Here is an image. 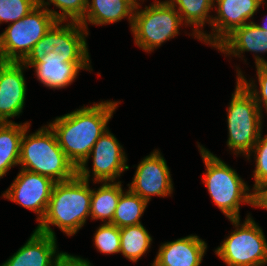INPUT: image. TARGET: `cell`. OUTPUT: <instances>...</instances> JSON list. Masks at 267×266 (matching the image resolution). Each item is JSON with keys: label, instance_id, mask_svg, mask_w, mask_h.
<instances>
[{"label": "cell", "instance_id": "obj_9", "mask_svg": "<svg viewBox=\"0 0 267 266\" xmlns=\"http://www.w3.org/2000/svg\"><path fill=\"white\" fill-rule=\"evenodd\" d=\"M93 156L94 182H112L120 177L124 170H128L127 158L122 146L114 135L107 130L92 147L89 157L77 168V175L89 181L90 170L86 167L90 156Z\"/></svg>", "mask_w": 267, "mask_h": 266}, {"label": "cell", "instance_id": "obj_5", "mask_svg": "<svg viewBox=\"0 0 267 266\" xmlns=\"http://www.w3.org/2000/svg\"><path fill=\"white\" fill-rule=\"evenodd\" d=\"M49 4L45 0H38L34 10L22 19L11 23L0 34V61L22 62L28 56L34 45L57 22L47 10L46 5Z\"/></svg>", "mask_w": 267, "mask_h": 266}, {"label": "cell", "instance_id": "obj_20", "mask_svg": "<svg viewBox=\"0 0 267 266\" xmlns=\"http://www.w3.org/2000/svg\"><path fill=\"white\" fill-rule=\"evenodd\" d=\"M29 125L28 122L23 125L15 122L0 123V178L11 167L19 164L21 138Z\"/></svg>", "mask_w": 267, "mask_h": 266}, {"label": "cell", "instance_id": "obj_1", "mask_svg": "<svg viewBox=\"0 0 267 266\" xmlns=\"http://www.w3.org/2000/svg\"><path fill=\"white\" fill-rule=\"evenodd\" d=\"M119 102L94 103L57 117L49 127L68 159L78 168L88 157L92 147L106 132L107 124Z\"/></svg>", "mask_w": 267, "mask_h": 266}, {"label": "cell", "instance_id": "obj_7", "mask_svg": "<svg viewBox=\"0 0 267 266\" xmlns=\"http://www.w3.org/2000/svg\"><path fill=\"white\" fill-rule=\"evenodd\" d=\"M138 6L139 3L135 6L131 26L137 46L146 52L152 51L165 40L179 34L182 19L176 8L168 1H156L141 11H138Z\"/></svg>", "mask_w": 267, "mask_h": 266}, {"label": "cell", "instance_id": "obj_29", "mask_svg": "<svg viewBox=\"0 0 267 266\" xmlns=\"http://www.w3.org/2000/svg\"><path fill=\"white\" fill-rule=\"evenodd\" d=\"M254 150V151H253ZM252 152L255 153L256 168L254 170V188L260 184L267 182V135L264 138L261 137V133Z\"/></svg>", "mask_w": 267, "mask_h": 266}, {"label": "cell", "instance_id": "obj_26", "mask_svg": "<svg viewBox=\"0 0 267 266\" xmlns=\"http://www.w3.org/2000/svg\"><path fill=\"white\" fill-rule=\"evenodd\" d=\"M255 63L257 68V76L259 80L260 91L257 92L255 84L253 85V81L248 83L245 77L242 75L241 71L238 72V80L249 90L252 94L254 100L258 104L260 110L261 109V102L263 103L267 111V61L261 58L260 56L255 55ZM255 87V88H253ZM260 93V94H259ZM260 95V96H259Z\"/></svg>", "mask_w": 267, "mask_h": 266}, {"label": "cell", "instance_id": "obj_13", "mask_svg": "<svg viewBox=\"0 0 267 266\" xmlns=\"http://www.w3.org/2000/svg\"><path fill=\"white\" fill-rule=\"evenodd\" d=\"M22 62L0 61V123L19 115L24 107L26 83Z\"/></svg>", "mask_w": 267, "mask_h": 266}, {"label": "cell", "instance_id": "obj_3", "mask_svg": "<svg viewBox=\"0 0 267 266\" xmlns=\"http://www.w3.org/2000/svg\"><path fill=\"white\" fill-rule=\"evenodd\" d=\"M29 127L25 128L20 143L21 169L49 177L56 183L74 178L77 168L59 146L51 127L27 135Z\"/></svg>", "mask_w": 267, "mask_h": 266}, {"label": "cell", "instance_id": "obj_24", "mask_svg": "<svg viewBox=\"0 0 267 266\" xmlns=\"http://www.w3.org/2000/svg\"><path fill=\"white\" fill-rule=\"evenodd\" d=\"M120 229V252L129 260L137 262L148 251L152 237L142 224Z\"/></svg>", "mask_w": 267, "mask_h": 266}, {"label": "cell", "instance_id": "obj_19", "mask_svg": "<svg viewBox=\"0 0 267 266\" xmlns=\"http://www.w3.org/2000/svg\"><path fill=\"white\" fill-rule=\"evenodd\" d=\"M136 4V0H92L91 3L88 0L87 10L80 24L88 29L87 21L94 25H105L128 16L132 26Z\"/></svg>", "mask_w": 267, "mask_h": 266}, {"label": "cell", "instance_id": "obj_15", "mask_svg": "<svg viewBox=\"0 0 267 266\" xmlns=\"http://www.w3.org/2000/svg\"><path fill=\"white\" fill-rule=\"evenodd\" d=\"M207 244L196 235H189L160 246L154 266H200Z\"/></svg>", "mask_w": 267, "mask_h": 266}, {"label": "cell", "instance_id": "obj_18", "mask_svg": "<svg viewBox=\"0 0 267 266\" xmlns=\"http://www.w3.org/2000/svg\"><path fill=\"white\" fill-rule=\"evenodd\" d=\"M216 48L234 56H239L245 51L267 52V31L259 28L255 22H250L235 28Z\"/></svg>", "mask_w": 267, "mask_h": 266}, {"label": "cell", "instance_id": "obj_30", "mask_svg": "<svg viewBox=\"0 0 267 266\" xmlns=\"http://www.w3.org/2000/svg\"><path fill=\"white\" fill-rule=\"evenodd\" d=\"M55 47L53 46V26L44 35V37L34 45L28 56L22 61L24 66L32 67L38 63L46 54L53 52Z\"/></svg>", "mask_w": 267, "mask_h": 266}, {"label": "cell", "instance_id": "obj_17", "mask_svg": "<svg viewBox=\"0 0 267 266\" xmlns=\"http://www.w3.org/2000/svg\"><path fill=\"white\" fill-rule=\"evenodd\" d=\"M62 23L57 21L53 25L54 52L67 56V62H89V52L85 39L88 31L80 22H70L67 25H61Z\"/></svg>", "mask_w": 267, "mask_h": 266}, {"label": "cell", "instance_id": "obj_2", "mask_svg": "<svg viewBox=\"0 0 267 266\" xmlns=\"http://www.w3.org/2000/svg\"><path fill=\"white\" fill-rule=\"evenodd\" d=\"M92 190L89 181L76 175L54 184L45 216L36 230L55 237L50 225L58 226L68 236L76 234L90 216Z\"/></svg>", "mask_w": 267, "mask_h": 266}, {"label": "cell", "instance_id": "obj_14", "mask_svg": "<svg viewBox=\"0 0 267 266\" xmlns=\"http://www.w3.org/2000/svg\"><path fill=\"white\" fill-rule=\"evenodd\" d=\"M35 68L37 78L50 88H64L76 79L79 70L90 69L89 62H67V56L58 55L54 51L46 54Z\"/></svg>", "mask_w": 267, "mask_h": 266}, {"label": "cell", "instance_id": "obj_4", "mask_svg": "<svg viewBox=\"0 0 267 266\" xmlns=\"http://www.w3.org/2000/svg\"><path fill=\"white\" fill-rule=\"evenodd\" d=\"M198 147L206 166L202 179L211 199L229 219L240 218V203L253 205V193L235 170L203 146Z\"/></svg>", "mask_w": 267, "mask_h": 266}, {"label": "cell", "instance_id": "obj_27", "mask_svg": "<svg viewBox=\"0 0 267 266\" xmlns=\"http://www.w3.org/2000/svg\"><path fill=\"white\" fill-rule=\"evenodd\" d=\"M38 0H0V23L16 22L29 14Z\"/></svg>", "mask_w": 267, "mask_h": 266}, {"label": "cell", "instance_id": "obj_23", "mask_svg": "<svg viewBox=\"0 0 267 266\" xmlns=\"http://www.w3.org/2000/svg\"><path fill=\"white\" fill-rule=\"evenodd\" d=\"M147 204L143 198L130 190L122 192L110 224L118 228L141 224L140 218Z\"/></svg>", "mask_w": 267, "mask_h": 266}, {"label": "cell", "instance_id": "obj_22", "mask_svg": "<svg viewBox=\"0 0 267 266\" xmlns=\"http://www.w3.org/2000/svg\"><path fill=\"white\" fill-rule=\"evenodd\" d=\"M168 2L175 8L178 5L176 10L182 21L184 20L187 25H195V37L200 39L204 33L198 28L204 26L205 22L210 25L212 23V16L208 18V13L214 6V0H169Z\"/></svg>", "mask_w": 267, "mask_h": 266}, {"label": "cell", "instance_id": "obj_25", "mask_svg": "<svg viewBox=\"0 0 267 266\" xmlns=\"http://www.w3.org/2000/svg\"><path fill=\"white\" fill-rule=\"evenodd\" d=\"M94 244L100 253H120V229L110 223L102 224L94 235Z\"/></svg>", "mask_w": 267, "mask_h": 266}, {"label": "cell", "instance_id": "obj_32", "mask_svg": "<svg viewBox=\"0 0 267 266\" xmlns=\"http://www.w3.org/2000/svg\"><path fill=\"white\" fill-rule=\"evenodd\" d=\"M267 209V182L258 185L253 190V205Z\"/></svg>", "mask_w": 267, "mask_h": 266}, {"label": "cell", "instance_id": "obj_16", "mask_svg": "<svg viewBox=\"0 0 267 266\" xmlns=\"http://www.w3.org/2000/svg\"><path fill=\"white\" fill-rule=\"evenodd\" d=\"M56 249V237L35 229L29 240L1 266H53L60 254Z\"/></svg>", "mask_w": 267, "mask_h": 266}, {"label": "cell", "instance_id": "obj_6", "mask_svg": "<svg viewBox=\"0 0 267 266\" xmlns=\"http://www.w3.org/2000/svg\"><path fill=\"white\" fill-rule=\"evenodd\" d=\"M227 111V145L235 151L234 154L243 153L249 158L261 133L262 112L252 94L238 79Z\"/></svg>", "mask_w": 267, "mask_h": 266}, {"label": "cell", "instance_id": "obj_12", "mask_svg": "<svg viewBox=\"0 0 267 266\" xmlns=\"http://www.w3.org/2000/svg\"><path fill=\"white\" fill-rule=\"evenodd\" d=\"M217 15L212 17L213 34H203L199 40L216 47L235 28L243 26L258 10L264 0H216ZM215 3V0H214ZM216 33H215V32Z\"/></svg>", "mask_w": 267, "mask_h": 266}, {"label": "cell", "instance_id": "obj_28", "mask_svg": "<svg viewBox=\"0 0 267 266\" xmlns=\"http://www.w3.org/2000/svg\"><path fill=\"white\" fill-rule=\"evenodd\" d=\"M62 12L47 9L57 21L64 22L67 17L71 22H81L87 10L88 0H49Z\"/></svg>", "mask_w": 267, "mask_h": 266}, {"label": "cell", "instance_id": "obj_21", "mask_svg": "<svg viewBox=\"0 0 267 266\" xmlns=\"http://www.w3.org/2000/svg\"><path fill=\"white\" fill-rule=\"evenodd\" d=\"M122 192L121 181H112V183L106 181L97 191L92 189L90 206L91 219H100L102 221L108 219L106 223H111Z\"/></svg>", "mask_w": 267, "mask_h": 266}, {"label": "cell", "instance_id": "obj_10", "mask_svg": "<svg viewBox=\"0 0 267 266\" xmlns=\"http://www.w3.org/2000/svg\"><path fill=\"white\" fill-rule=\"evenodd\" d=\"M55 183L49 177L21 169L3 197L34 211L39 215L37 221L40 223L45 216Z\"/></svg>", "mask_w": 267, "mask_h": 266}, {"label": "cell", "instance_id": "obj_33", "mask_svg": "<svg viewBox=\"0 0 267 266\" xmlns=\"http://www.w3.org/2000/svg\"><path fill=\"white\" fill-rule=\"evenodd\" d=\"M267 22V21H266ZM264 23V25H259V24H256L259 28H261L262 30H265V31H267V23Z\"/></svg>", "mask_w": 267, "mask_h": 266}, {"label": "cell", "instance_id": "obj_8", "mask_svg": "<svg viewBox=\"0 0 267 266\" xmlns=\"http://www.w3.org/2000/svg\"><path fill=\"white\" fill-rule=\"evenodd\" d=\"M249 216L243 224L240 218L230 219L237 228L215 251L228 266H264L267 263L265 236Z\"/></svg>", "mask_w": 267, "mask_h": 266}, {"label": "cell", "instance_id": "obj_11", "mask_svg": "<svg viewBox=\"0 0 267 266\" xmlns=\"http://www.w3.org/2000/svg\"><path fill=\"white\" fill-rule=\"evenodd\" d=\"M128 186L131 192L139 195L147 203L152 195L165 197L172 193L170 171L158 150L153 151L138 164L133 181Z\"/></svg>", "mask_w": 267, "mask_h": 266}, {"label": "cell", "instance_id": "obj_31", "mask_svg": "<svg viewBox=\"0 0 267 266\" xmlns=\"http://www.w3.org/2000/svg\"><path fill=\"white\" fill-rule=\"evenodd\" d=\"M53 266H91V264L89 261L80 257L70 255L66 252H60Z\"/></svg>", "mask_w": 267, "mask_h": 266}]
</instances>
